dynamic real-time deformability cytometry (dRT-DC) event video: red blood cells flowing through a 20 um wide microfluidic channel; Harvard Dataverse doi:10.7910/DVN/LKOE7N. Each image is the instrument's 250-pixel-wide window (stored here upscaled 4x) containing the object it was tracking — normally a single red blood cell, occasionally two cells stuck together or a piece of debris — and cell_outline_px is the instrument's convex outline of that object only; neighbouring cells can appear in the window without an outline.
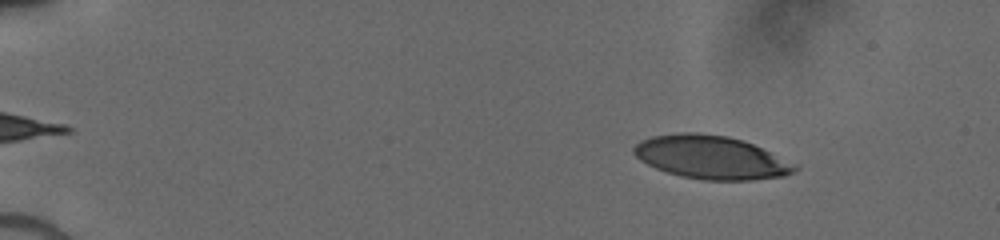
{"species": "human", "species_latin": "Homo sapiens", "temperature_condition": "cold", "stored_images_in_passage": 47, "camera_frame_rate_fps": 3000, "um_per_image_px": 0.085, "donor": {"sex": "male"}, "frame": {"image": 1, "passage_image": 4, "time_ms": 1.0, "image_size_px": [1000, 240], "cell_outline_px": [[800, 168], [784, 176], [752, 180], [704, 180], [680, 176], [656, 168], [640, 160], [632, 152], [632, 148], [640, 140], [652, 136], [676, 132], [700, 132], [728, 136], [752, 144], [800, 164]], "centroid_in_image_um": [60.46, 13.37], "position_along_channel_um": 24.5, "area_um2": 40.92}}
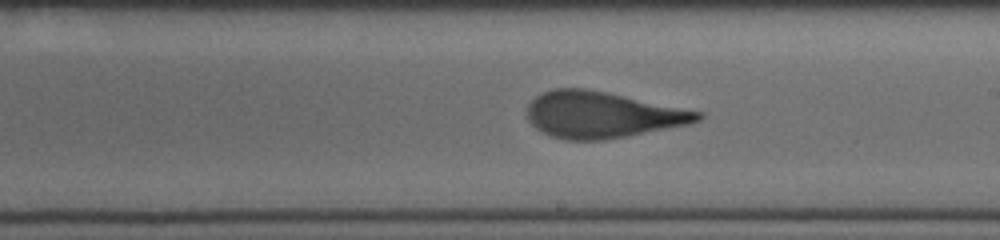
{"frame": {"image": 2, "passage_image": 28, "time_ms": 9.0, "image_size_px": [1000, 240], "cell_outline_px": [[704, 116], [700, 120], [688, 124], [628, 136], [604, 140], [564, 140], [548, 136], [536, 128], [528, 120], [528, 104], [536, 96], [552, 88], [584, 88], [704, 112]], "centroid_in_image_um": [51.16, 9.77], "position_along_channel_um": 237.8, "area_um2": 45.84}}
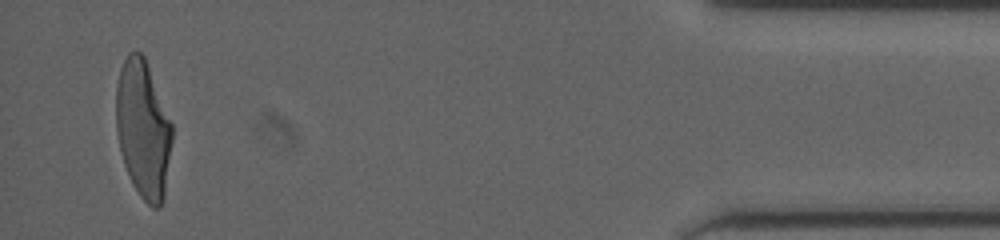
{"frame": {"image": 3, "passage_image": 46, "time_ms": 15.0, "image_size_px": [1000, 240], "cell_outline_px": [[172, 140], [164, 200], [160, 208], [152, 208], [140, 196], [132, 184], [124, 164], [120, 152], [116, 132], [116, 88], [120, 68], [128, 52], [140, 52], [144, 56], [172, 124]], "centroid_in_image_um": [12.16, 11.01], "position_along_channel_um": 423.0, "area_um2": 44.97}}